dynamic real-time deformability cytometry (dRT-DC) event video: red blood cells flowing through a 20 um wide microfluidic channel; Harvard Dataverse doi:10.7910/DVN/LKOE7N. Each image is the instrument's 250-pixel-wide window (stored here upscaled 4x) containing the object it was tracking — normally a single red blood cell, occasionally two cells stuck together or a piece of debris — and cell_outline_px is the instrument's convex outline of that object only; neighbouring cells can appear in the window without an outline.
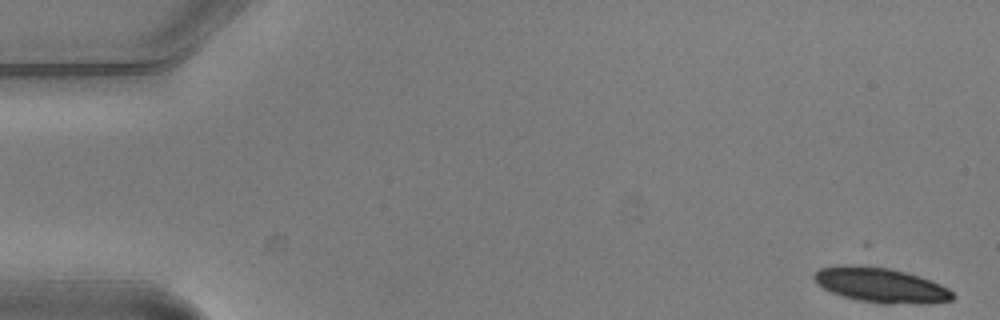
{"species": "common noctule bat (a hibernating species)", "species_latin": "Nyctalus noctula", "temperature_condition": "warm", "stored_images_in_passage": 5, "camera_frame_rate_fps": 3000, "um_per_image_px": 0.085, "animal": {"sex": "male", "body_mass_g": 20.5, "forearm_length_mm": 52.5}, "frame": {"image": 1, "passage_image": 1, "time_ms": 0.0, "image_size_px": [1000, 320], "cell_outline_px": [[956, 296], [952, 300], [928, 304], [884, 304], [860, 300], [844, 296], [832, 292], [816, 284], [812, 276], [820, 268], [844, 264], [864, 264], [888, 268], [920, 276], [940, 284], [948, 288]], "centroid_in_image_um": [74.88, 24.23], "position_along_channel_um": 10.1, "area_um2": 28.44}}